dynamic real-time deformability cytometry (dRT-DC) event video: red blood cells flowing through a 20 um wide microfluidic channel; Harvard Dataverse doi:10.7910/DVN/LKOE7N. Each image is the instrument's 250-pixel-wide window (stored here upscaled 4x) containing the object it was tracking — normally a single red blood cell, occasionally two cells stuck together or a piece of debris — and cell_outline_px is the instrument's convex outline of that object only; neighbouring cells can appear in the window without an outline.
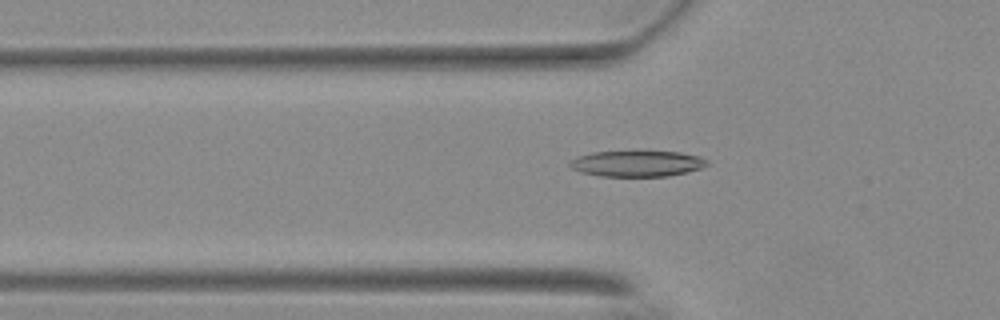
{"species": "Egyptian fruit bat (a non-hibernating species)", "species_latin": "Rousettus aegyptiacus", "temperature_condition": "warm", "stored_images_in_passage": 56, "camera_frame_rate_fps": 3000, "um_per_image_px": 0.085, "animal": {"sex": "female"}, "frame": {"image": 1, "passage_image": 19, "time_ms": 6.0, "image_size_px": [1000, 320], "cell_outline_px": [[708, 164], [700, 168], [688, 172], [668, 176], [600, 176], [580, 172], [572, 168], [568, 164], [568, 160], [576, 156], [592, 152], [636, 148], [680, 152], [700, 156], [708, 160]], "centroid_in_image_um": [54.12, 13.84], "position_along_channel_um": 71.7, "area_um2": 22.02}}
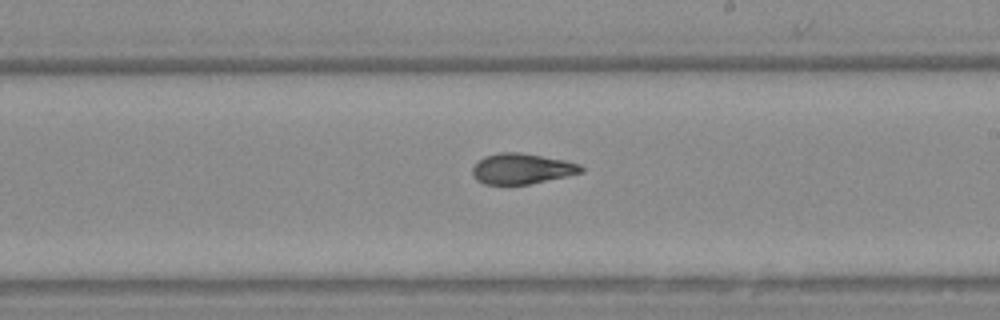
{"frame": {"image": 2, "passage_image": 33, "time_ms": 10.667, "image_size_px": [1000, 320], "cell_outline_px": [[584, 172], [528, 184], [484, 184], [476, 180], [472, 176], [472, 168], [484, 156], [500, 152], [520, 152], [564, 160], [580, 164], [584, 168]], "centroid_in_image_um": [44.34, 14.34], "position_along_channel_um": 244.7, "area_um2": 19.25}}
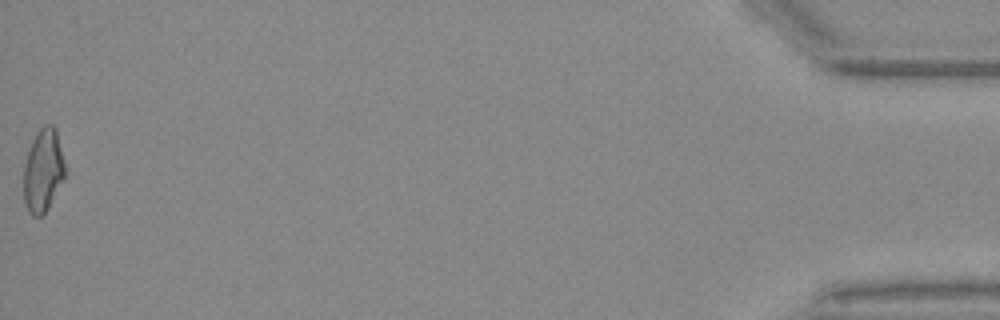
{"frame": {"image": 3, "passage_image": 56, "time_ms": 18.333, "image_size_px": [1000, 320], "cell_outline_px": [[64, 176], [48, 208], [40, 216], [32, 216], [28, 212], [24, 200], [24, 164], [32, 140], [40, 128], [44, 124], [52, 124], [56, 128], [64, 160]], "centroid_in_image_um": [3.65, 14.47], "position_along_channel_um": 431.5, "area_um2": 19.77}, "authors_computed_cell_mechanics": {"area_um2": 20.0855, "velocity_mm_per_s": 3.6965, "shape_relaxation_time_tau1_ms": 6.482, "shape_relaxation_time_tau2_ms": 2.19, "deformation_change_tau1": 0.2173, "deformation_change_tau2": 0.0953}}